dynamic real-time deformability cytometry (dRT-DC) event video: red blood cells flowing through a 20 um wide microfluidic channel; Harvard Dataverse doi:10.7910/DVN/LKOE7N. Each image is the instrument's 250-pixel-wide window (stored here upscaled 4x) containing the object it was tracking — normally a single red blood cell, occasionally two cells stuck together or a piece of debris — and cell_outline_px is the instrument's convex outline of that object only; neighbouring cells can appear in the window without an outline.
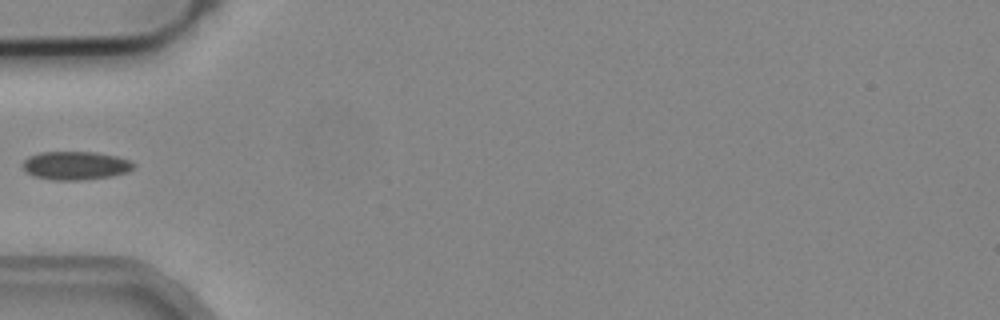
{"species": "common noctule bat (a hibernating species)", "species_latin": "Nyctalus noctula", "temperature_condition": "cold", "stored_images_in_passage": 5, "camera_frame_rate_fps": 3000, "um_per_image_px": 0.085, "animal": {"sex": "male", "body_mass_g": 19.2, "forearm_length_mm": 51.8}, "frame": {"image": 1, "passage_image": 4, "time_ms": 1.0, "image_size_px": [1000, 320], "cell_outline_px": [[136, 164], [128, 172], [112, 176], [80, 180], [52, 180], [36, 176], [28, 172], [24, 168], [24, 160], [28, 156], [40, 152], [96, 152], [116, 156], [128, 160]], "centroid_in_image_um": [6.44, 14.07], "position_along_channel_um": 78.6, "area_um2": 18.21}}